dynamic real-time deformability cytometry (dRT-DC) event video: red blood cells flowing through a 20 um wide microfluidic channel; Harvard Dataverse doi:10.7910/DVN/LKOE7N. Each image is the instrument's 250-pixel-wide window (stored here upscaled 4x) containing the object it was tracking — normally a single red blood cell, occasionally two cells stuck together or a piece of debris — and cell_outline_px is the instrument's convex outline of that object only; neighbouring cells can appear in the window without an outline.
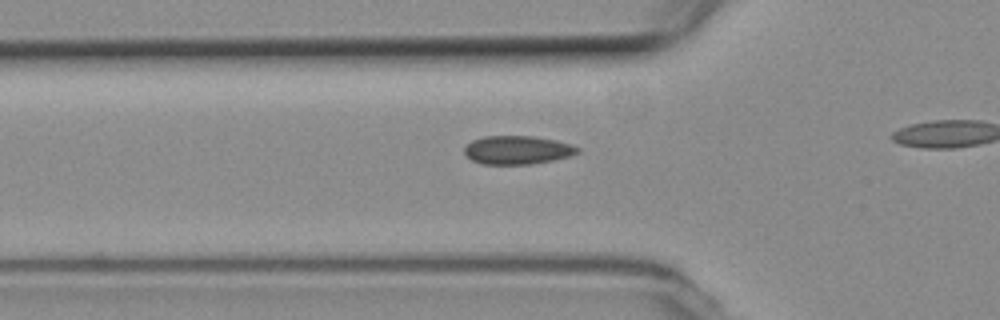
{"species": "common noctule bat (a hibernating species)", "species_latin": "Nyctalus noctula", "temperature_condition": "room temperature", "stored_images_in_passage": 12, "camera_frame_rate_fps": 3000, "um_per_image_px": 0.085, "animal": {"sex": "female", "body_mass_g": 19.3, "forearm_length_mm": 54.1}, "frame": {"image": 1, "passage_image": 4, "time_ms": 1.0, "image_size_px": [1000, 320], "cell_outline_px": [[580, 152], [568, 156], [552, 160], [532, 164], [480, 164], [472, 160], [464, 152], [464, 148], [472, 140], [484, 136], [532, 136], [556, 140], [572, 144], [580, 148]], "centroid_in_image_um": [43.98, 12.74], "position_along_channel_um": 81.8, "area_um2": 18.79}}
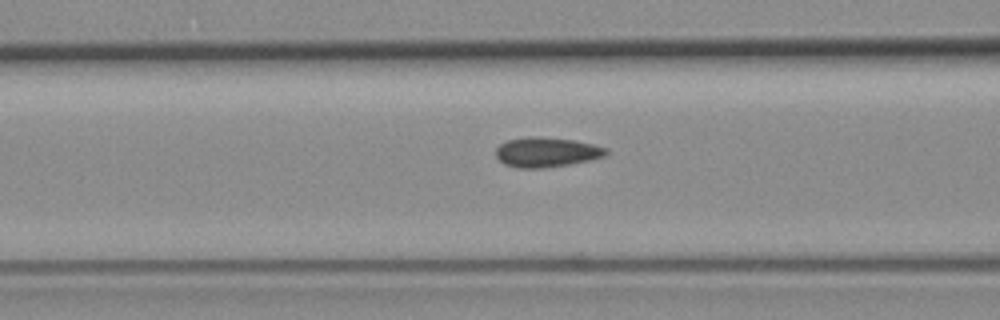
{"frame": {"image": 2, "passage_image": 7, "time_ms": 2.0, "image_size_px": [1000, 320], "cell_outline_px": [[608, 152], [604, 156], [588, 160], [568, 164], [544, 168], [516, 168], [504, 164], [496, 156], [496, 148], [500, 144], [508, 140], [532, 136], [572, 140], [592, 144], [608, 148]], "centroid_in_image_um": [46.43, 12.94], "position_along_channel_um": 120.2, "area_um2": 18.9}}
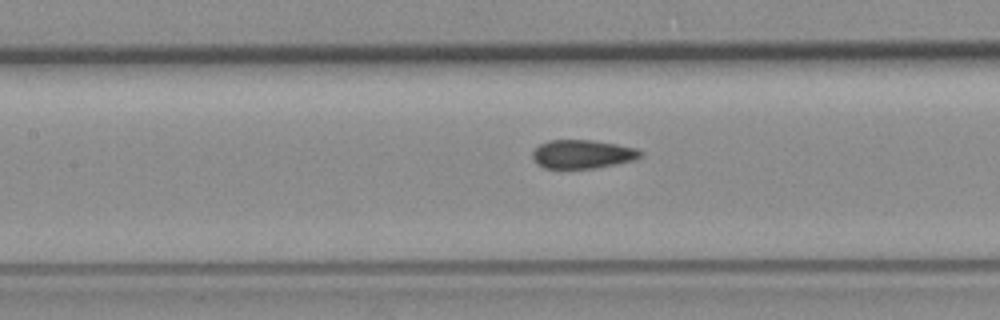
{"frame": {"image": 3, "passage_image": 10, "time_ms": 3.0, "image_size_px": [1000, 320], "cell_outline_px": [[640, 156], [636, 160], [596, 168], [544, 168], [536, 164], [532, 156], [532, 152], [540, 144], [548, 140], [592, 140], [616, 144], [636, 148], [640, 152]], "centroid_in_image_um": [49.48, 13.1], "position_along_channel_um": 157.9, "area_um2": 17.98}}